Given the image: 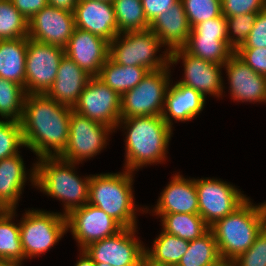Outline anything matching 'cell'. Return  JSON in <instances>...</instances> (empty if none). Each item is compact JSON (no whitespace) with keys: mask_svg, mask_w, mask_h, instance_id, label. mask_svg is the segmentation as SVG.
<instances>
[{"mask_svg":"<svg viewBox=\"0 0 266 266\" xmlns=\"http://www.w3.org/2000/svg\"><path fill=\"white\" fill-rule=\"evenodd\" d=\"M208 266H235V263L233 260L220 258L218 261Z\"/></svg>","mask_w":266,"mask_h":266,"instance_id":"obj_47","label":"cell"},{"mask_svg":"<svg viewBox=\"0 0 266 266\" xmlns=\"http://www.w3.org/2000/svg\"><path fill=\"white\" fill-rule=\"evenodd\" d=\"M233 261L235 266H266V226L256 236L253 245Z\"/></svg>","mask_w":266,"mask_h":266,"instance_id":"obj_38","label":"cell"},{"mask_svg":"<svg viewBox=\"0 0 266 266\" xmlns=\"http://www.w3.org/2000/svg\"><path fill=\"white\" fill-rule=\"evenodd\" d=\"M169 62L171 68L175 67L178 62H181L182 66H184L183 78L177 81L179 84L192 87L205 99L207 96L216 97L217 100L226 97V92L223 90V65L195 57L187 53L183 48H176L170 51Z\"/></svg>","mask_w":266,"mask_h":266,"instance_id":"obj_13","label":"cell"},{"mask_svg":"<svg viewBox=\"0 0 266 266\" xmlns=\"http://www.w3.org/2000/svg\"><path fill=\"white\" fill-rule=\"evenodd\" d=\"M118 129L125 135L124 169L138 172L143 167L166 163L175 129L167 125L162 116L120 119L115 132Z\"/></svg>","mask_w":266,"mask_h":266,"instance_id":"obj_2","label":"cell"},{"mask_svg":"<svg viewBox=\"0 0 266 266\" xmlns=\"http://www.w3.org/2000/svg\"><path fill=\"white\" fill-rule=\"evenodd\" d=\"M162 190L155 206L150 209L146 206L145 214H199L194 177L185 178L180 172L173 173L171 180Z\"/></svg>","mask_w":266,"mask_h":266,"instance_id":"obj_19","label":"cell"},{"mask_svg":"<svg viewBox=\"0 0 266 266\" xmlns=\"http://www.w3.org/2000/svg\"><path fill=\"white\" fill-rule=\"evenodd\" d=\"M73 108L46 94H27L20 121L25 147L42 157H59L69 140Z\"/></svg>","mask_w":266,"mask_h":266,"instance_id":"obj_1","label":"cell"},{"mask_svg":"<svg viewBox=\"0 0 266 266\" xmlns=\"http://www.w3.org/2000/svg\"><path fill=\"white\" fill-rule=\"evenodd\" d=\"M223 69L228 81H223V90L228 88L226 91L234 102L266 103V76L254 72L235 53L223 65Z\"/></svg>","mask_w":266,"mask_h":266,"instance_id":"obj_17","label":"cell"},{"mask_svg":"<svg viewBox=\"0 0 266 266\" xmlns=\"http://www.w3.org/2000/svg\"><path fill=\"white\" fill-rule=\"evenodd\" d=\"M92 76L67 56L61 59L56 79L46 95L73 108Z\"/></svg>","mask_w":266,"mask_h":266,"instance_id":"obj_23","label":"cell"},{"mask_svg":"<svg viewBox=\"0 0 266 266\" xmlns=\"http://www.w3.org/2000/svg\"><path fill=\"white\" fill-rule=\"evenodd\" d=\"M206 99L192 87L171 81L165 95L162 118L172 129L174 122L192 121L200 115ZM174 121V122H173Z\"/></svg>","mask_w":266,"mask_h":266,"instance_id":"obj_21","label":"cell"},{"mask_svg":"<svg viewBox=\"0 0 266 266\" xmlns=\"http://www.w3.org/2000/svg\"><path fill=\"white\" fill-rule=\"evenodd\" d=\"M152 246H145V266H177L187 252L189 241L161 229Z\"/></svg>","mask_w":266,"mask_h":266,"instance_id":"obj_25","label":"cell"},{"mask_svg":"<svg viewBox=\"0 0 266 266\" xmlns=\"http://www.w3.org/2000/svg\"><path fill=\"white\" fill-rule=\"evenodd\" d=\"M12 209L0 197V217L8 214Z\"/></svg>","mask_w":266,"mask_h":266,"instance_id":"obj_48","label":"cell"},{"mask_svg":"<svg viewBox=\"0 0 266 266\" xmlns=\"http://www.w3.org/2000/svg\"><path fill=\"white\" fill-rule=\"evenodd\" d=\"M199 215L211 226L237 209L248 197L238 186L218 178L195 179Z\"/></svg>","mask_w":266,"mask_h":266,"instance_id":"obj_11","label":"cell"},{"mask_svg":"<svg viewBox=\"0 0 266 266\" xmlns=\"http://www.w3.org/2000/svg\"><path fill=\"white\" fill-rule=\"evenodd\" d=\"M112 4L119 33L149 29L141 0H114Z\"/></svg>","mask_w":266,"mask_h":266,"instance_id":"obj_32","label":"cell"},{"mask_svg":"<svg viewBox=\"0 0 266 266\" xmlns=\"http://www.w3.org/2000/svg\"><path fill=\"white\" fill-rule=\"evenodd\" d=\"M178 1L179 0H141V4L147 21L151 24L158 15L169 10L170 7Z\"/></svg>","mask_w":266,"mask_h":266,"instance_id":"obj_43","label":"cell"},{"mask_svg":"<svg viewBox=\"0 0 266 266\" xmlns=\"http://www.w3.org/2000/svg\"><path fill=\"white\" fill-rule=\"evenodd\" d=\"M266 47V7L258 13L246 41L239 48Z\"/></svg>","mask_w":266,"mask_h":266,"instance_id":"obj_42","label":"cell"},{"mask_svg":"<svg viewBox=\"0 0 266 266\" xmlns=\"http://www.w3.org/2000/svg\"><path fill=\"white\" fill-rule=\"evenodd\" d=\"M64 55L63 47L40 43L27 37L24 87L27 94L48 92Z\"/></svg>","mask_w":266,"mask_h":266,"instance_id":"obj_12","label":"cell"},{"mask_svg":"<svg viewBox=\"0 0 266 266\" xmlns=\"http://www.w3.org/2000/svg\"><path fill=\"white\" fill-rule=\"evenodd\" d=\"M191 29L204 21L222 15L221 0H181Z\"/></svg>","mask_w":266,"mask_h":266,"instance_id":"obj_35","label":"cell"},{"mask_svg":"<svg viewBox=\"0 0 266 266\" xmlns=\"http://www.w3.org/2000/svg\"><path fill=\"white\" fill-rule=\"evenodd\" d=\"M28 20L10 0H0V40L27 38Z\"/></svg>","mask_w":266,"mask_h":266,"instance_id":"obj_34","label":"cell"},{"mask_svg":"<svg viewBox=\"0 0 266 266\" xmlns=\"http://www.w3.org/2000/svg\"><path fill=\"white\" fill-rule=\"evenodd\" d=\"M16 209L0 217V261H13L24 264L19 221ZM16 221V222H14Z\"/></svg>","mask_w":266,"mask_h":266,"instance_id":"obj_30","label":"cell"},{"mask_svg":"<svg viewBox=\"0 0 266 266\" xmlns=\"http://www.w3.org/2000/svg\"><path fill=\"white\" fill-rule=\"evenodd\" d=\"M138 227L122 228L87 246L84 250L95 263L111 266H145V244L137 235Z\"/></svg>","mask_w":266,"mask_h":266,"instance_id":"obj_10","label":"cell"},{"mask_svg":"<svg viewBox=\"0 0 266 266\" xmlns=\"http://www.w3.org/2000/svg\"><path fill=\"white\" fill-rule=\"evenodd\" d=\"M25 260L40 257L53 249L67 234L66 216L60 212L31 208L19 220Z\"/></svg>","mask_w":266,"mask_h":266,"instance_id":"obj_7","label":"cell"},{"mask_svg":"<svg viewBox=\"0 0 266 266\" xmlns=\"http://www.w3.org/2000/svg\"><path fill=\"white\" fill-rule=\"evenodd\" d=\"M221 3L225 17L261 12L266 7V0H221Z\"/></svg>","mask_w":266,"mask_h":266,"instance_id":"obj_39","label":"cell"},{"mask_svg":"<svg viewBox=\"0 0 266 266\" xmlns=\"http://www.w3.org/2000/svg\"><path fill=\"white\" fill-rule=\"evenodd\" d=\"M27 20L48 5V0H10Z\"/></svg>","mask_w":266,"mask_h":266,"instance_id":"obj_44","label":"cell"},{"mask_svg":"<svg viewBox=\"0 0 266 266\" xmlns=\"http://www.w3.org/2000/svg\"><path fill=\"white\" fill-rule=\"evenodd\" d=\"M24 162L20 153L0 160V197L11 209L18 208L26 183L35 188L36 163L28 169Z\"/></svg>","mask_w":266,"mask_h":266,"instance_id":"obj_22","label":"cell"},{"mask_svg":"<svg viewBox=\"0 0 266 266\" xmlns=\"http://www.w3.org/2000/svg\"><path fill=\"white\" fill-rule=\"evenodd\" d=\"M121 171L91 174L88 203L103 210L123 228L138 227L137 215L146 212V205L141 207L134 200L137 173L124 168Z\"/></svg>","mask_w":266,"mask_h":266,"instance_id":"obj_4","label":"cell"},{"mask_svg":"<svg viewBox=\"0 0 266 266\" xmlns=\"http://www.w3.org/2000/svg\"><path fill=\"white\" fill-rule=\"evenodd\" d=\"M75 28L73 12L47 5L28 20V38L64 48Z\"/></svg>","mask_w":266,"mask_h":266,"instance_id":"obj_16","label":"cell"},{"mask_svg":"<svg viewBox=\"0 0 266 266\" xmlns=\"http://www.w3.org/2000/svg\"><path fill=\"white\" fill-rule=\"evenodd\" d=\"M0 266H24V265L13 261H0Z\"/></svg>","mask_w":266,"mask_h":266,"instance_id":"obj_49","label":"cell"},{"mask_svg":"<svg viewBox=\"0 0 266 266\" xmlns=\"http://www.w3.org/2000/svg\"><path fill=\"white\" fill-rule=\"evenodd\" d=\"M27 38L0 40V77L25 87Z\"/></svg>","mask_w":266,"mask_h":266,"instance_id":"obj_26","label":"cell"},{"mask_svg":"<svg viewBox=\"0 0 266 266\" xmlns=\"http://www.w3.org/2000/svg\"><path fill=\"white\" fill-rule=\"evenodd\" d=\"M200 37H215L217 40L227 39V21L222 14L220 17L201 22L192 28Z\"/></svg>","mask_w":266,"mask_h":266,"instance_id":"obj_40","label":"cell"},{"mask_svg":"<svg viewBox=\"0 0 266 266\" xmlns=\"http://www.w3.org/2000/svg\"><path fill=\"white\" fill-rule=\"evenodd\" d=\"M78 1L79 0H48V5L73 12Z\"/></svg>","mask_w":266,"mask_h":266,"instance_id":"obj_45","label":"cell"},{"mask_svg":"<svg viewBox=\"0 0 266 266\" xmlns=\"http://www.w3.org/2000/svg\"><path fill=\"white\" fill-rule=\"evenodd\" d=\"M234 53L254 72L266 76V47L238 48Z\"/></svg>","mask_w":266,"mask_h":266,"instance_id":"obj_41","label":"cell"},{"mask_svg":"<svg viewBox=\"0 0 266 266\" xmlns=\"http://www.w3.org/2000/svg\"><path fill=\"white\" fill-rule=\"evenodd\" d=\"M73 111L115 130L121 119V96L94 76L89 79Z\"/></svg>","mask_w":266,"mask_h":266,"instance_id":"obj_14","label":"cell"},{"mask_svg":"<svg viewBox=\"0 0 266 266\" xmlns=\"http://www.w3.org/2000/svg\"><path fill=\"white\" fill-rule=\"evenodd\" d=\"M96 266H111L108 263H96Z\"/></svg>","mask_w":266,"mask_h":266,"instance_id":"obj_50","label":"cell"},{"mask_svg":"<svg viewBox=\"0 0 266 266\" xmlns=\"http://www.w3.org/2000/svg\"><path fill=\"white\" fill-rule=\"evenodd\" d=\"M25 148L21 124L13 120H0V160L21 153Z\"/></svg>","mask_w":266,"mask_h":266,"instance_id":"obj_36","label":"cell"},{"mask_svg":"<svg viewBox=\"0 0 266 266\" xmlns=\"http://www.w3.org/2000/svg\"><path fill=\"white\" fill-rule=\"evenodd\" d=\"M109 58L119 65L140 66L149 71L170 66V52L150 29L119 33L109 43Z\"/></svg>","mask_w":266,"mask_h":266,"instance_id":"obj_6","label":"cell"},{"mask_svg":"<svg viewBox=\"0 0 266 266\" xmlns=\"http://www.w3.org/2000/svg\"><path fill=\"white\" fill-rule=\"evenodd\" d=\"M26 96L24 87L0 77V120L20 122Z\"/></svg>","mask_w":266,"mask_h":266,"instance_id":"obj_33","label":"cell"},{"mask_svg":"<svg viewBox=\"0 0 266 266\" xmlns=\"http://www.w3.org/2000/svg\"><path fill=\"white\" fill-rule=\"evenodd\" d=\"M266 226V201L254 204L248 197L237 209L215 221L210 231L218 244L221 258L234 260L246 252Z\"/></svg>","mask_w":266,"mask_h":266,"instance_id":"obj_5","label":"cell"},{"mask_svg":"<svg viewBox=\"0 0 266 266\" xmlns=\"http://www.w3.org/2000/svg\"><path fill=\"white\" fill-rule=\"evenodd\" d=\"M259 12L226 17L229 46L236 51L246 41Z\"/></svg>","mask_w":266,"mask_h":266,"instance_id":"obj_37","label":"cell"},{"mask_svg":"<svg viewBox=\"0 0 266 266\" xmlns=\"http://www.w3.org/2000/svg\"><path fill=\"white\" fill-rule=\"evenodd\" d=\"M151 215L160 218L163 231L189 242L202 237L210 229V226L199 214L169 213Z\"/></svg>","mask_w":266,"mask_h":266,"instance_id":"obj_28","label":"cell"},{"mask_svg":"<svg viewBox=\"0 0 266 266\" xmlns=\"http://www.w3.org/2000/svg\"><path fill=\"white\" fill-rule=\"evenodd\" d=\"M79 256L74 266H96V263L92 258L87 254L85 250H79Z\"/></svg>","mask_w":266,"mask_h":266,"instance_id":"obj_46","label":"cell"},{"mask_svg":"<svg viewBox=\"0 0 266 266\" xmlns=\"http://www.w3.org/2000/svg\"><path fill=\"white\" fill-rule=\"evenodd\" d=\"M65 56L73 60L92 77L98 76L109 57V42L104 38L75 28L64 47Z\"/></svg>","mask_w":266,"mask_h":266,"instance_id":"obj_18","label":"cell"},{"mask_svg":"<svg viewBox=\"0 0 266 266\" xmlns=\"http://www.w3.org/2000/svg\"><path fill=\"white\" fill-rule=\"evenodd\" d=\"M35 163V188L62 202V215L88 203L91 174L80 176L76 171L79 164L60 157H42Z\"/></svg>","mask_w":266,"mask_h":266,"instance_id":"obj_3","label":"cell"},{"mask_svg":"<svg viewBox=\"0 0 266 266\" xmlns=\"http://www.w3.org/2000/svg\"><path fill=\"white\" fill-rule=\"evenodd\" d=\"M182 48L195 57L221 65H224L235 52L229 46L228 40L200 37L193 29Z\"/></svg>","mask_w":266,"mask_h":266,"instance_id":"obj_29","label":"cell"},{"mask_svg":"<svg viewBox=\"0 0 266 266\" xmlns=\"http://www.w3.org/2000/svg\"><path fill=\"white\" fill-rule=\"evenodd\" d=\"M67 232H71L78 250L115 235L123 227L100 208L89 203L73 209L67 216Z\"/></svg>","mask_w":266,"mask_h":266,"instance_id":"obj_15","label":"cell"},{"mask_svg":"<svg viewBox=\"0 0 266 266\" xmlns=\"http://www.w3.org/2000/svg\"><path fill=\"white\" fill-rule=\"evenodd\" d=\"M97 1H102V2H110L113 3L114 0H97Z\"/></svg>","mask_w":266,"mask_h":266,"instance_id":"obj_51","label":"cell"},{"mask_svg":"<svg viewBox=\"0 0 266 266\" xmlns=\"http://www.w3.org/2000/svg\"><path fill=\"white\" fill-rule=\"evenodd\" d=\"M148 72V69L140 66L119 65L108 57L97 77L122 96L137 86Z\"/></svg>","mask_w":266,"mask_h":266,"instance_id":"obj_27","label":"cell"},{"mask_svg":"<svg viewBox=\"0 0 266 266\" xmlns=\"http://www.w3.org/2000/svg\"><path fill=\"white\" fill-rule=\"evenodd\" d=\"M171 67L149 71L134 88L121 96V119L161 116L165 95L172 81Z\"/></svg>","mask_w":266,"mask_h":266,"instance_id":"obj_8","label":"cell"},{"mask_svg":"<svg viewBox=\"0 0 266 266\" xmlns=\"http://www.w3.org/2000/svg\"><path fill=\"white\" fill-rule=\"evenodd\" d=\"M114 132L113 128L72 110L69 140L66 149L59 157L69 162L84 164L86 160L99 155L109 145L110 135Z\"/></svg>","mask_w":266,"mask_h":266,"instance_id":"obj_9","label":"cell"},{"mask_svg":"<svg viewBox=\"0 0 266 266\" xmlns=\"http://www.w3.org/2000/svg\"><path fill=\"white\" fill-rule=\"evenodd\" d=\"M149 29L169 52L182 48L191 32L182 1L179 0L169 10L158 15L150 24Z\"/></svg>","mask_w":266,"mask_h":266,"instance_id":"obj_24","label":"cell"},{"mask_svg":"<svg viewBox=\"0 0 266 266\" xmlns=\"http://www.w3.org/2000/svg\"><path fill=\"white\" fill-rule=\"evenodd\" d=\"M75 27L100 36L109 43L119 34L113 4L79 0L73 11Z\"/></svg>","mask_w":266,"mask_h":266,"instance_id":"obj_20","label":"cell"},{"mask_svg":"<svg viewBox=\"0 0 266 266\" xmlns=\"http://www.w3.org/2000/svg\"><path fill=\"white\" fill-rule=\"evenodd\" d=\"M221 258L218 244L209 230L202 237L189 242L187 252L177 266H208Z\"/></svg>","mask_w":266,"mask_h":266,"instance_id":"obj_31","label":"cell"}]
</instances>
